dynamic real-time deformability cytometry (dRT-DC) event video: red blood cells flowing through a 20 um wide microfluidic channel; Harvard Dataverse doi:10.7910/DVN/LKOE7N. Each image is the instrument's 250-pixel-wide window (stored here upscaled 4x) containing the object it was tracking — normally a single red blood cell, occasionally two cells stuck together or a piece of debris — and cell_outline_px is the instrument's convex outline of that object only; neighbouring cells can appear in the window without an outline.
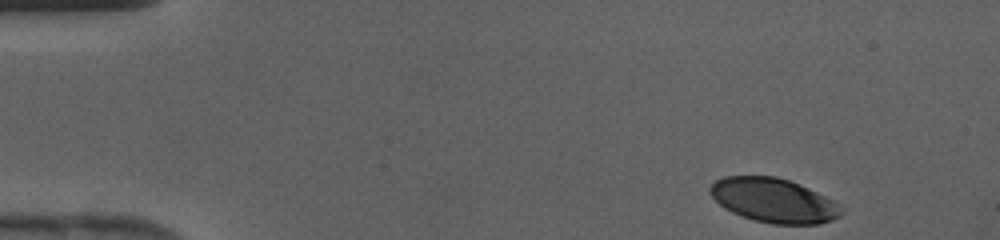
{"species": "human", "species_latin": "Homo sapiens", "temperature_condition": "cold", "stored_images_in_passage": 39, "camera_frame_rate_fps": 3000, "um_per_image_px": 0.085, "donor": {"sex": "female"}, "frame": {"image": 1, "passage_image": 1, "time_ms": 0.0, "image_size_px": [1000, 240], "cell_outline_px": [[844, 212], [840, 216], [832, 220], [820, 224], [772, 224], [752, 220], [732, 212], [724, 208], [708, 192], [708, 188], [716, 180], [724, 176], [776, 176], [800, 184], [840, 204], [844, 208]], "centroid_in_image_um": [65.77, 17.04], "position_along_channel_um": 19.2, "area_um2": 33.99}}
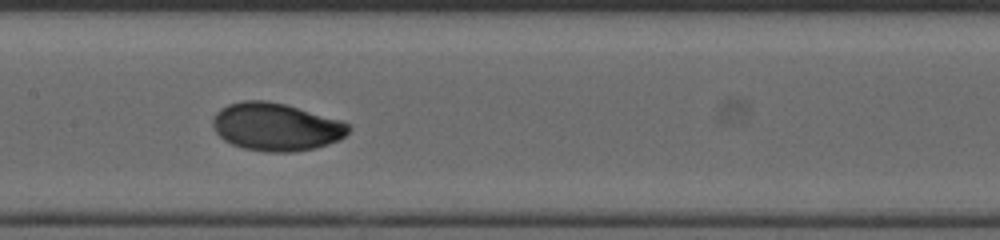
{"frame": {"image": 2, "passage_image": 18, "time_ms": 5.667, "image_size_px": [1000, 240], "cell_outline_px": [[352, 128], [340, 140], [316, 148], [292, 152], [268, 152], [244, 148], [232, 144], [224, 140], [216, 132], [212, 124], [212, 120], [216, 112], [220, 108], [228, 104], [244, 100], [268, 100], [284, 104], [340, 120], [348, 124]], "centroid_in_image_um": [23.45, 10.78], "position_along_channel_um": 183.9, "area_um2": 37.8}}
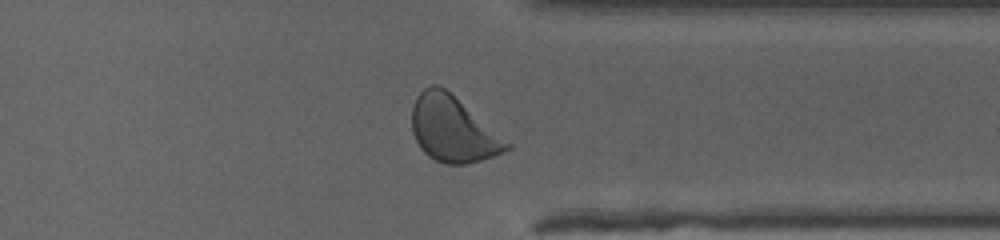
{"frame": {"image": 3, "passage_image": 30, "time_ms": 9.667, "image_size_px": [1000, 240], "cell_outline_px": [[512, 148], [504, 152], [468, 164], [444, 164], [428, 156], [420, 148], [412, 132], [412, 104], [416, 96], [424, 88], [432, 84], [436, 84], [444, 88], [512, 144]], "centroid_in_image_um": [38.47, 10.99], "position_along_channel_um": 372.9, "area_um2": 36.01}}